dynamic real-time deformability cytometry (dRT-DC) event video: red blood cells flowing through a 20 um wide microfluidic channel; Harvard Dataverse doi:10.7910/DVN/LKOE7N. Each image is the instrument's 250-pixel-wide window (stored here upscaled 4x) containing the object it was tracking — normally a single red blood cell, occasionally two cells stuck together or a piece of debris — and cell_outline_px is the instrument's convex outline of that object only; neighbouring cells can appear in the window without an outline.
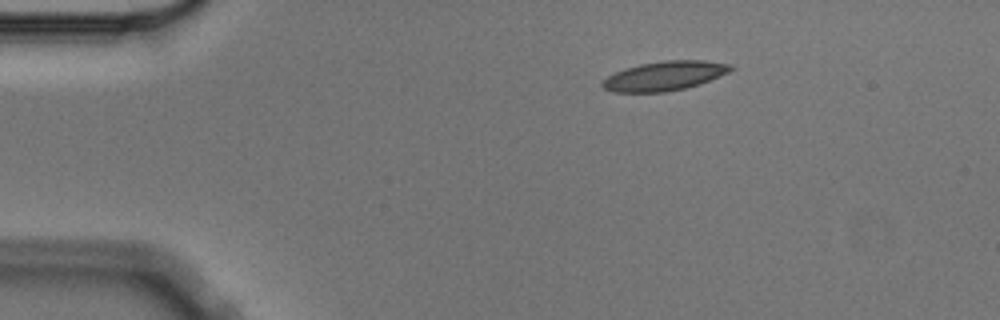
{"species": "Egyptian fruit bat (a non-hibernating species)", "species_latin": "Rousettus aegyptiacus", "temperature_condition": "cold", "stored_images_in_passage": 3, "camera_frame_rate_fps": 3000, "um_per_image_px": 0.085, "animal": {"sex": "male"}, "frame": {"image": 1, "passage_image": 1, "time_ms": 0.0, "image_size_px": [1000, 320], "cell_outline_px": [[736, 68], [720, 76], [700, 84], [684, 88], [664, 92], [612, 92], [604, 88], [600, 84], [608, 76], [624, 68], [640, 64], [664, 60], [704, 60], [732, 64]], "centroid_in_image_um": [56.51, 6.44], "position_along_channel_um": 28.5, "area_um2": 21.96}}
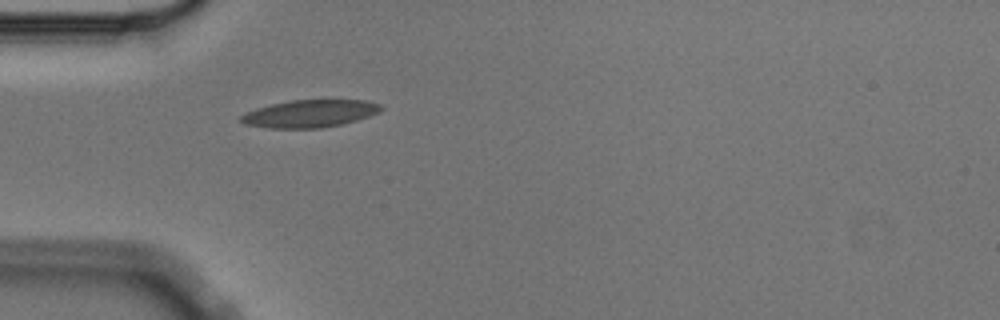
{"frame": {"image": 2, "passage_image": 3, "time_ms": 0.667, "image_size_px": [1000, 320], "cell_outline_px": [[384, 108], [380, 112], [356, 120], [340, 124], [320, 128], [268, 128], [244, 124], [240, 120], [240, 116], [256, 108], [272, 104], [292, 100], [368, 100], [380, 104]], "centroid_in_image_um": [26.35, 9.65], "position_along_channel_um": 58.6, "area_um2": 22.31}}